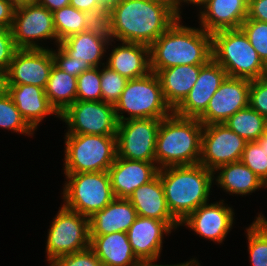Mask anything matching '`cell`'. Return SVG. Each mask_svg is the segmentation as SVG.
<instances>
[{"mask_svg": "<svg viewBox=\"0 0 267 266\" xmlns=\"http://www.w3.org/2000/svg\"><path fill=\"white\" fill-rule=\"evenodd\" d=\"M180 16L154 0H120L105 20L111 40L150 46Z\"/></svg>", "mask_w": 267, "mask_h": 266, "instance_id": "cell-1", "label": "cell"}, {"mask_svg": "<svg viewBox=\"0 0 267 266\" xmlns=\"http://www.w3.org/2000/svg\"><path fill=\"white\" fill-rule=\"evenodd\" d=\"M180 19L149 46L151 72L178 65H205L212 59L211 34L201 27H187Z\"/></svg>", "mask_w": 267, "mask_h": 266, "instance_id": "cell-2", "label": "cell"}, {"mask_svg": "<svg viewBox=\"0 0 267 266\" xmlns=\"http://www.w3.org/2000/svg\"><path fill=\"white\" fill-rule=\"evenodd\" d=\"M158 174L168 209L179 223L209 202L214 173L203 165L165 167Z\"/></svg>", "mask_w": 267, "mask_h": 266, "instance_id": "cell-3", "label": "cell"}, {"mask_svg": "<svg viewBox=\"0 0 267 266\" xmlns=\"http://www.w3.org/2000/svg\"><path fill=\"white\" fill-rule=\"evenodd\" d=\"M203 124L198 118L174 112L161 119L156 138L155 163L159 169L199 164Z\"/></svg>", "mask_w": 267, "mask_h": 266, "instance_id": "cell-4", "label": "cell"}, {"mask_svg": "<svg viewBox=\"0 0 267 266\" xmlns=\"http://www.w3.org/2000/svg\"><path fill=\"white\" fill-rule=\"evenodd\" d=\"M212 36V59L229 77L255 80L267 75V66L241 29L217 31Z\"/></svg>", "mask_w": 267, "mask_h": 266, "instance_id": "cell-5", "label": "cell"}, {"mask_svg": "<svg viewBox=\"0 0 267 266\" xmlns=\"http://www.w3.org/2000/svg\"><path fill=\"white\" fill-rule=\"evenodd\" d=\"M64 173L108 171L117 156L116 135L65 134Z\"/></svg>", "mask_w": 267, "mask_h": 266, "instance_id": "cell-6", "label": "cell"}, {"mask_svg": "<svg viewBox=\"0 0 267 266\" xmlns=\"http://www.w3.org/2000/svg\"><path fill=\"white\" fill-rule=\"evenodd\" d=\"M114 108L118 122L140 118L163 119L173 113L164 98L159 78L153 72L128 80Z\"/></svg>", "mask_w": 267, "mask_h": 266, "instance_id": "cell-7", "label": "cell"}, {"mask_svg": "<svg viewBox=\"0 0 267 266\" xmlns=\"http://www.w3.org/2000/svg\"><path fill=\"white\" fill-rule=\"evenodd\" d=\"M63 205L90 217L105 208L115 197L108 171L64 173Z\"/></svg>", "mask_w": 267, "mask_h": 266, "instance_id": "cell-8", "label": "cell"}, {"mask_svg": "<svg viewBox=\"0 0 267 266\" xmlns=\"http://www.w3.org/2000/svg\"><path fill=\"white\" fill-rule=\"evenodd\" d=\"M59 208L47 235L46 257L49 263L90 246L89 218L64 205Z\"/></svg>", "mask_w": 267, "mask_h": 266, "instance_id": "cell-9", "label": "cell"}, {"mask_svg": "<svg viewBox=\"0 0 267 266\" xmlns=\"http://www.w3.org/2000/svg\"><path fill=\"white\" fill-rule=\"evenodd\" d=\"M67 125L65 134L116 135L118 120L113 104L104 101H78L60 118Z\"/></svg>", "mask_w": 267, "mask_h": 266, "instance_id": "cell-10", "label": "cell"}, {"mask_svg": "<svg viewBox=\"0 0 267 266\" xmlns=\"http://www.w3.org/2000/svg\"><path fill=\"white\" fill-rule=\"evenodd\" d=\"M10 29L18 49L45 48L39 45L42 39H54L58 45L53 12L37 3L16 6Z\"/></svg>", "mask_w": 267, "mask_h": 266, "instance_id": "cell-11", "label": "cell"}, {"mask_svg": "<svg viewBox=\"0 0 267 266\" xmlns=\"http://www.w3.org/2000/svg\"><path fill=\"white\" fill-rule=\"evenodd\" d=\"M161 119L140 118L118 122L117 157L155 163V148Z\"/></svg>", "mask_w": 267, "mask_h": 266, "instance_id": "cell-12", "label": "cell"}, {"mask_svg": "<svg viewBox=\"0 0 267 266\" xmlns=\"http://www.w3.org/2000/svg\"><path fill=\"white\" fill-rule=\"evenodd\" d=\"M247 141L225 123L203 125L200 165L215 171L241 160Z\"/></svg>", "mask_w": 267, "mask_h": 266, "instance_id": "cell-13", "label": "cell"}, {"mask_svg": "<svg viewBox=\"0 0 267 266\" xmlns=\"http://www.w3.org/2000/svg\"><path fill=\"white\" fill-rule=\"evenodd\" d=\"M251 80L227 76L198 117L203 125L224 123L237 111L249 106Z\"/></svg>", "mask_w": 267, "mask_h": 266, "instance_id": "cell-14", "label": "cell"}, {"mask_svg": "<svg viewBox=\"0 0 267 266\" xmlns=\"http://www.w3.org/2000/svg\"><path fill=\"white\" fill-rule=\"evenodd\" d=\"M53 66L52 48L17 49L7 70V84H30L45 89Z\"/></svg>", "mask_w": 267, "mask_h": 266, "instance_id": "cell-15", "label": "cell"}, {"mask_svg": "<svg viewBox=\"0 0 267 266\" xmlns=\"http://www.w3.org/2000/svg\"><path fill=\"white\" fill-rule=\"evenodd\" d=\"M223 202L224 200L210 204L208 202L199 206L180 223V226L186 225L199 237L209 241L223 243L235 220L232 206L229 207Z\"/></svg>", "mask_w": 267, "mask_h": 266, "instance_id": "cell-16", "label": "cell"}, {"mask_svg": "<svg viewBox=\"0 0 267 266\" xmlns=\"http://www.w3.org/2000/svg\"><path fill=\"white\" fill-rule=\"evenodd\" d=\"M227 76L225 69L211 59L201 67L196 83L173 112L181 117L198 118Z\"/></svg>", "mask_w": 267, "mask_h": 266, "instance_id": "cell-17", "label": "cell"}, {"mask_svg": "<svg viewBox=\"0 0 267 266\" xmlns=\"http://www.w3.org/2000/svg\"><path fill=\"white\" fill-rule=\"evenodd\" d=\"M159 172L154 162L117 157L108 174L115 198L128 199L135 189L153 180Z\"/></svg>", "mask_w": 267, "mask_h": 266, "instance_id": "cell-18", "label": "cell"}, {"mask_svg": "<svg viewBox=\"0 0 267 266\" xmlns=\"http://www.w3.org/2000/svg\"><path fill=\"white\" fill-rule=\"evenodd\" d=\"M172 230L165 221L137 216L127 235L131 248L140 261L156 263L163 247V237Z\"/></svg>", "mask_w": 267, "mask_h": 266, "instance_id": "cell-19", "label": "cell"}, {"mask_svg": "<svg viewBox=\"0 0 267 266\" xmlns=\"http://www.w3.org/2000/svg\"><path fill=\"white\" fill-rule=\"evenodd\" d=\"M105 22H98L91 29L72 35L59 42L58 46L70 57L84 59L92 67H101L108 46L112 45Z\"/></svg>", "mask_w": 267, "mask_h": 266, "instance_id": "cell-20", "label": "cell"}, {"mask_svg": "<svg viewBox=\"0 0 267 266\" xmlns=\"http://www.w3.org/2000/svg\"><path fill=\"white\" fill-rule=\"evenodd\" d=\"M248 4L249 0H206L199 7L200 27L210 34L240 29L248 16Z\"/></svg>", "mask_w": 267, "mask_h": 266, "instance_id": "cell-21", "label": "cell"}, {"mask_svg": "<svg viewBox=\"0 0 267 266\" xmlns=\"http://www.w3.org/2000/svg\"><path fill=\"white\" fill-rule=\"evenodd\" d=\"M7 85L8 93L21 116L34 131L46 116L55 114L60 118L51 106L44 88L30 84Z\"/></svg>", "mask_w": 267, "mask_h": 266, "instance_id": "cell-22", "label": "cell"}, {"mask_svg": "<svg viewBox=\"0 0 267 266\" xmlns=\"http://www.w3.org/2000/svg\"><path fill=\"white\" fill-rule=\"evenodd\" d=\"M137 216L165 221L172 229L180 223L170 213L159 174L151 181L134 190L128 198Z\"/></svg>", "mask_w": 267, "mask_h": 266, "instance_id": "cell-23", "label": "cell"}, {"mask_svg": "<svg viewBox=\"0 0 267 266\" xmlns=\"http://www.w3.org/2000/svg\"><path fill=\"white\" fill-rule=\"evenodd\" d=\"M121 43L110 51L106 66L128 80L147 76L151 72L150 47L140 43Z\"/></svg>", "mask_w": 267, "mask_h": 266, "instance_id": "cell-24", "label": "cell"}, {"mask_svg": "<svg viewBox=\"0 0 267 266\" xmlns=\"http://www.w3.org/2000/svg\"><path fill=\"white\" fill-rule=\"evenodd\" d=\"M137 213L128 199L114 198L105 208L89 217L90 235L127 233Z\"/></svg>", "mask_w": 267, "mask_h": 266, "instance_id": "cell-25", "label": "cell"}, {"mask_svg": "<svg viewBox=\"0 0 267 266\" xmlns=\"http://www.w3.org/2000/svg\"><path fill=\"white\" fill-rule=\"evenodd\" d=\"M203 65H178L156 72L164 98L174 111L196 83Z\"/></svg>", "mask_w": 267, "mask_h": 266, "instance_id": "cell-26", "label": "cell"}, {"mask_svg": "<svg viewBox=\"0 0 267 266\" xmlns=\"http://www.w3.org/2000/svg\"><path fill=\"white\" fill-rule=\"evenodd\" d=\"M90 247L103 266H135L140 262L125 232L90 235Z\"/></svg>", "mask_w": 267, "mask_h": 266, "instance_id": "cell-27", "label": "cell"}, {"mask_svg": "<svg viewBox=\"0 0 267 266\" xmlns=\"http://www.w3.org/2000/svg\"><path fill=\"white\" fill-rule=\"evenodd\" d=\"M214 173L215 183L229 195L247 196L267 185L241 161L232 162L217 168ZM218 173V174H216ZM215 174L217 176H215Z\"/></svg>", "mask_w": 267, "mask_h": 266, "instance_id": "cell-28", "label": "cell"}, {"mask_svg": "<svg viewBox=\"0 0 267 266\" xmlns=\"http://www.w3.org/2000/svg\"><path fill=\"white\" fill-rule=\"evenodd\" d=\"M45 93L51 106L61 115L76 101L77 77L64 72L54 64Z\"/></svg>", "mask_w": 267, "mask_h": 266, "instance_id": "cell-29", "label": "cell"}, {"mask_svg": "<svg viewBox=\"0 0 267 266\" xmlns=\"http://www.w3.org/2000/svg\"><path fill=\"white\" fill-rule=\"evenodd\" d=\"M53 20L58 44L72 35L91 29L98 23L92 15L71 5L55 10Z\"/></svg>", "mask_w": 267, "mask_h": 266, "instance_id": "cell-30", "label": "cell"}, {"mask_svg": "<svg viewBox=\"0 0 267 266\" xmlns=\"http://www.w3.org/2000/svg\"><path fill=\"white\" fill-rule=\"evenodd\" d=\"M266 118L250 106L237 111L224 123L246 141H257L264 135Z\"/></svg>", "mask_w": 267, "mask_h": 266, "instance_id": "cell-31", "label": "cell"}, {"mask_svg": "<svg viewBox=\"0 0 267 266\" xmlns=\"http://www.w3.org/2000/svg\"><path fill=\"white\" fill-rule=\"evenodd\" d=\"M255 219L245 231L249 260L251 266H267V219L261 213Z\"/></svg>", "mask_w": 267, "mask_h": 266, "instance_id": "cell-32", "label": "cell"}, {"mask_svg": "<svg viewBox=\"0 0 267 266\" xmlns=\"http://www.w3.org/2000/svg\"><path fill=\"white\" fill-rule=\"evenodd\" d=\"M0 127L31 137L34 134V130L21 116L8 92L0 96Z\"/></svg>", "mask_w": 267, "mask_h": 266, "instance_id": "cell-33", "label": "cell"}, {"mask_svg": "<svg viewBox=\"0 0 267 266\" xmlns=\"http://www.w3.org/2000/svg\"><path fill=\"white\" fill-rule=\"evenodd\" d=\"M101 68L93 67L77 77L78 101H102Z\"/></svg>", "mask_w": 267, "mask_h": 266, "instance_id": "cell-34", "label": "cell"}, {"mask_svg": "<svg viewBox=\"0 0 267 266\" xmlns=\"http://www.w3.org/2000/svg\"><path fill=\"white\" fill-rule=\"evenodd\" d=\"M100 86L102 91V101L115 105L119 100L128 79L118 72L102 65Z\"/></svg>", "mask_w": 267, "mask_h": 266, "instance_id": "cell-35", "label": "cell"}, {"mask_svg": "<svg viewBox=\"0 0 267 266\" xmlns=\"http://www.w3.org/2000/svg\"><path fill=\"white\" fill-rule=\"evenodd\" d=\"M240 29L257 51L259 58L267 66V23L246 18Z\"/></svg>", "mask_w": 267, "mask_h": 266, "instance_id": "cell-36", "label": "cell"}, {"mask_svg": "<svg viewBox=\"0 0 267 266\" xmlns=\"http://www.w3.org/2000/svg\"><path fill=\"white\" fill-rule=\"evenodd\" d=\"M267 185V152L257 141H247L240 160Z\"/></svg>", "mask_w": 267, "mask_h": 266, "instance_id": "cell-37", "label": "cell"}, {"mask_svg": "<svg viewBox=\"0 0 267 266\" xmlns=\"http://www.w3.org/2000/svg\"><path fill=\"white\" fill-rule=\"evenodd\" d=\"M50 266H103L93 249L88 248L59 257L49 263Z\"/></svg>", "mask_w": 267, "mask_h": 266, "instance_id": "cell-38", "label": "cell"}, {"mask_svg": "<svg viewBox=\"0 0 267 266\" xmlns=\"http://www.w3.org/2000/svg\"><path fill=\"white\" fill-rule=\"evenodd\" d=\"M249 106L267 119V75L251 80Z\"/></svg>", "mask_w": 267, "mask_h": 266, "instance_id": "cell-39", "label": "cell"}, {"mask_svg": "<svg viewBox=\"0 0 267 266\" xmlns=\"http://www.w3.org/2000/svg\"><path fill=\"white\" fill-rule=\"evenodd\" d=\"M57 51L52 49V55L54 59V64L64 72L78 77L84 71L90 70L93 68L88 61L84 59H74L67 55L58 45Z\"/></svg>", "mask_w": 267, "mask_h": 266, "instance_id": "cell-40", "label": "cell"}, {"mask_svg": "<svg viewBox=\"0 0 267 266\" xmlns=\"http://www.w3.org/2000/svg\"><path fill=\"white\" fill-rule=\"evenodd\" d=\"M17 49L11 29L0 28V69L8 70Z\"/></svg>", "mask_w": 267, "mask_h": 266, "instance_id": "cell-41", "label": "cell"}, {"mask_svg": "<svg viewBox=\"0 0 267 266\" xmlns=\"http://www.w3.org/2000/svg\"><path fill=\"white\" fill-rule=\"evenodd\" d=\"M70 5L80 11L92 15L98 22H105L107 12L100 6L98 0H70Z\"/></svg>", "mask_w": 267, "mask_h": 266, "instance_id": "cell-42", "label": "cell"}, {"mask_svg": "<svg viewBox=\"0 0 267 266\" xmlns=\"http://www.w3.org/2000/svg\"><path fill=\"white\" fill-rule=\"evenodd\" d=\"M247 18L267 23V0H249Z\"/></svg>", "mask_w": 267, "mask_h": 266, "instance_id": "cell-43", "label": "cell"}, {"mask_svg": "<svg viewBox=\"0 0 267 266\" xmlns=\"http://www.w3.org/2000/svg\"><path fill=\"white\" fill-rule=\"evenodd\" d=\"M15 8L13 0H0V28H11Z\"/></svg>", "mask_w": 267, "mask_h": 266, "instance_id": "cell-44", "label": "cell"}, {"mask_svg": "<svg viewBox=\"0 0 267 266\" xmlns=\"http://www.w3.org/2000/svg\"><path fill=\"white\" fill-rule=\"evenodd\" d=\"M36 3L46 7L49 11L54 12L57 9L70 5V0H37Z\"/></svg>", "mask_w": 267, "mask_h": 266, "instance_id": "cell-45", "label": "cell"}, {"mask_svg": "<svg viewBox=\"0 0 267 266\" xmlns=\"http://www.w3.org/2000/svg\"><path fill=\"white\" fill-rule=\"evenodd\" d=\"M155 261H140L135 266H200L198 260L196 261L195 258L190 259V261H187L186 263H179V264H172V265H160V264H154Z\"/></svg>", "mask_w": 267, "mask_h": 266, "instance_id": "cell-46", "label": "cell"}, {"mask_svg": "<svg viewBox=\"0 0 267 266\" xmlns=\"http://www.w3.org/2000/svg\"><path fill=\"white\" fill-rule=\"evenodd\" d=\"M154 1L162 2V3L166 4L172 10H174L179 16H181L180 15L181 14L180 6L182 7L181 4L184 3V0H154Z\"/></svg>", "mask_w": 267, "mask_h": 266, "instance_id": "cell-47", "label": "cell"}, {"mask_svg": "<svg viewBox=\"0 0 267 266\" xmlns=\"http://www.w3.org/2000/svg\"><path fill=\"white\" fill-rule=\"evenodd\" d=\"M8 92L7 71L0 69V96Z\"/></svg>", "mask_w": 267, "mask_h": 266, "instance_id": "cell-48", "label": "cell"}, {"mask_svg": "<svg viewBox=\"0 0 267 266\" xmlns=\"http://www.w3.org/2000/svg\"><path fill=\"white\" fill-rule=\"evenodd\" d=\"M120 0H98L100 6L108 12L113 6H115Z\"/></svg>", "mask_w": 267, "mask_h": 266, "instance_id": "cell-49", "label": "cell"}, {"mask_svg": "<svg viewBox=\"0 0 267 266\" xmlns=\"http://www.w3.org/2000/svg\"><path fill=\"white\" fill-rule=\"evenodd\" d=\"M257 142L260 144V146L262 148H265L266 152H267V120H266V123H265V129H264V135L261 136Z\"/></svg>", "mask_w": 267, "mask_h": 266, "instance_id": "cell-50", "label": "cell"}, {"mask_svg": "<svg viewBox=\"0 0 267 266\" xmlns=\"http://www.w3.org/2000/svg\"><path fill=\"white\" fill-rule=\"evenodd\" d=\"M206 0H184V3L186 2V3H188V5H189V3H190V5H192L193 4V6L194 5H196V6H200L203 2H205Z\"/></svg>", "mask_w": 267, "mask_h": 266, "instance_id": "cell-51", "label": "cell"}, {"mask_svg": "<svg viewBox=\"0 0 267 266\" xmlns=\"http://www.w3.org/2000/svg\"><path fill=\"white\" fill-rule=\"evenodd\" d=\"M13 2L16 6H18V5L26 4V3H36L37 0H13Z\"/></svg>", "mask_w": 267, "mask_h": 266, "instance_id": "cell-52", "label": "cell"}]
</instances>
